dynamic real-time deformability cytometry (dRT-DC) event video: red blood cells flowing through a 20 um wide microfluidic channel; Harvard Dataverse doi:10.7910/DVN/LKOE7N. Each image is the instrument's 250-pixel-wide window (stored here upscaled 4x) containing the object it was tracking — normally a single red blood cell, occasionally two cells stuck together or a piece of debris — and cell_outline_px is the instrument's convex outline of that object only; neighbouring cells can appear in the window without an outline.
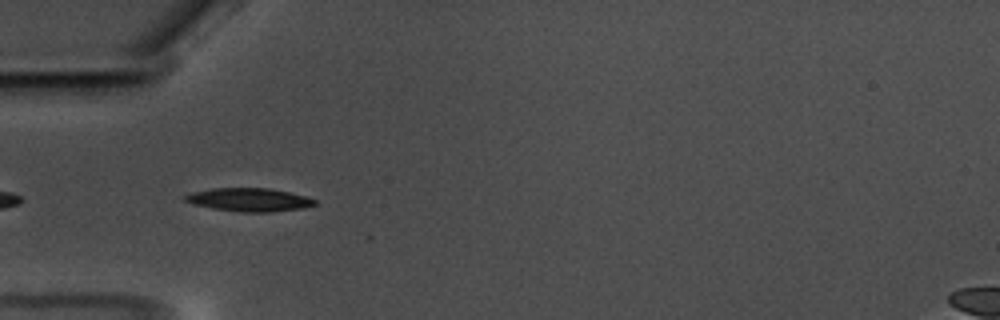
{"species": "common noctule bat (a hibernating species)", "species_latin": "Nyctalus noctula", "temperature_condition": "warm", "stored_images_in_passage": 41, "camera_frame_rate_fps": 3000, "um_per_image_px": 0.085, "animal": {"sex": "male", "body_mass_g": 17.5, "forearm_length_mm": 52.3}, "frame": {"image": 1, "passage_image": 1, "time_ms": 0.0, "image_size_px": [1000, 320], "cell_outline_px": [[316, 204], [304, 208], [268, 212], [240, 212], [212, 208], [196, 204], [184, 200], [184, 196], [192, 192], [212, 188], [268, 188], [288, 192], [304, 196], [316, 200]], "centroid_in_image_um": [21.18, 16.97], "position_along_channel_um": 63.8, "area_um2": 17.4}}
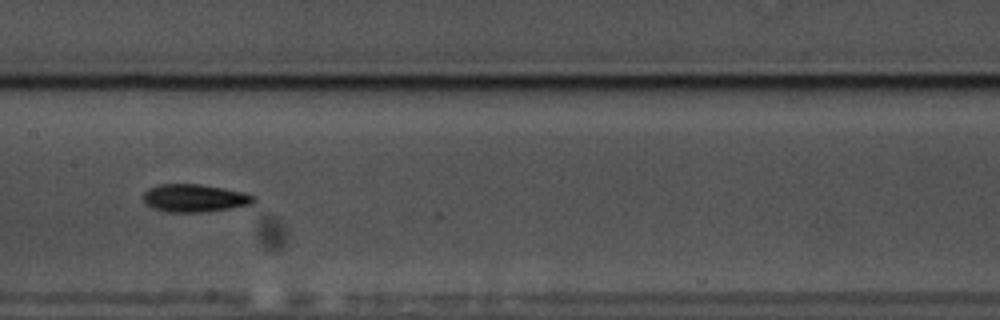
{"frame": {"image": 2, "passage_image": 12, "time_ms": 3.667, "image_size_px": [1000, 320], "cell_outline_px": [[256, 200], [252, 204], [232, 208], [200, 212], [164, 212], [152, 208], [144, 200], [144, 192], [148, 188], [160, 184], [200, 184], [224, 188], [244, 192], [256, 196]], "centroid_in_image_um": [16.56, 16.84], "position_along_channel_um": 190.8, "area_um2": 17.98}}
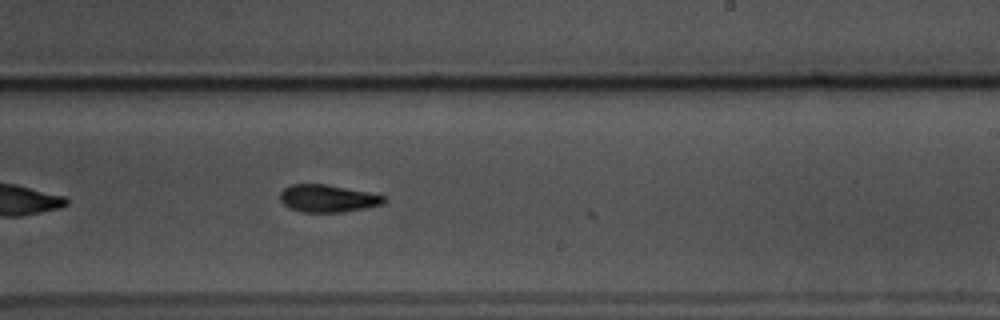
{"frame": {"image": 3, "passage_image": 18, "time_ms": 5.667, "image_size_px": [1000, 320], "cell_outline_px": [[384, 200], [380, 204], [364, 208], [340, 212], [300, 212], [288, 208], [280, 200], [280, 192], [284, 188], [292, 184], [324, 184], [384, 196]], "centroid_in_image_um": [27.74, 16.87], "position_along_channel_um": 261.3, "area_um2": 16.18}, "authors_computed_cell_mechanics": {"area_um2": 16.8776, "velocity_mm_per_s": 3.5227, "shape_relaxation_time_tau1_ms": 2.8073, "shape_relaxation_time_tau2_ms": 3.444, "deformation_change_tau1": 0.1702, "deformation_change_tau2": 0.1129}}